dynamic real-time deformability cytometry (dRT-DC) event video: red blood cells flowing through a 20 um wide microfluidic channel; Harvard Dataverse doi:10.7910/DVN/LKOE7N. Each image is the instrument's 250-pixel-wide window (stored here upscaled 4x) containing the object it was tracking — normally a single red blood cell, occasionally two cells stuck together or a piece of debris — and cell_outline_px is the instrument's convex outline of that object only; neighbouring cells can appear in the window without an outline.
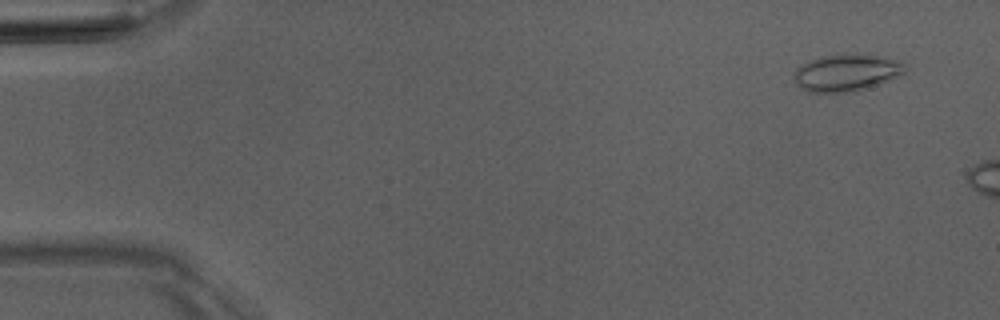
{"species": "Egyptian fruit bat (a non-hibernating species)", "species_latin": "Rousettus aegyptiacus", "temperature_condition": "room temperature", "stored_images_in_passage": 3, "camera_frame_rate_fps": 3000, "um_per_image_px": 0.085, "animal": {"sex": "male"}, "frame": {"image": 1, "passage_image": 1, "time_ms": 0.0, "image_size_px": [1000, 320], "cell_outline_px": [[904, 72], [880, 84], [868, 88], [852, 92], [808, 92], [800, 88], [796, 84], [796, 68], [800, 64], [824, 56], [844, 52], [884, 56], [904, 60]], "centroid_in_image_um": [71.98, 6.15], "position_along_channel_um": 13.0, "area_um2": 24.22}}